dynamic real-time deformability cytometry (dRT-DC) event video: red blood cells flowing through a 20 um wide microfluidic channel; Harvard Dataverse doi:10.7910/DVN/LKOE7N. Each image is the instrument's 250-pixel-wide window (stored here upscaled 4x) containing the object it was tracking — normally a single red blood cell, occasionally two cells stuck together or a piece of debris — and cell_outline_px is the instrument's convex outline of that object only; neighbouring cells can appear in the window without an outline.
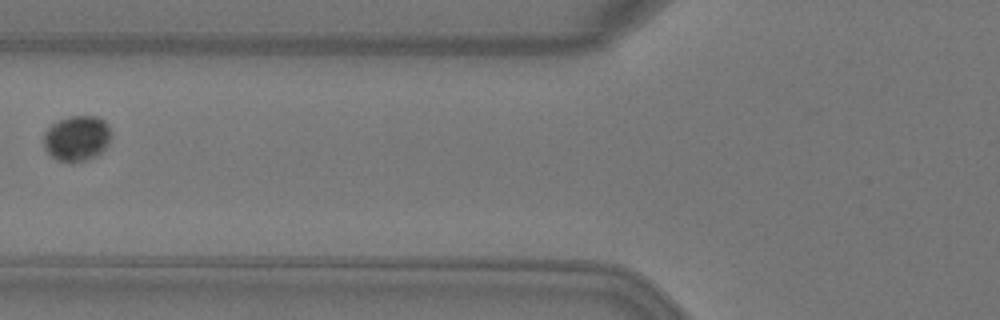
{"species": "Egyptian fruit bat (a non-hibernating species)", "species_latin": "Rousettus aegyptiacus", "temperature_condition": "warm", "stored_images_in_passage": 3, "camera_frame_rate_fps": 3000, "um_per_image_px": 0.085, "animal": {"sex": "female"}, "frame": {"image": 1, "passage_image": 2, "time_ms": 0.333, "image_size_px": [1000, 320], "cell_outline_px": [[108, 144], [96, 156], [88, 160], [72, 164], [68, 164], [56, 160], [44, 148], [44, 132], [52, 124], [68, 116], [96, 116], [104, 120], [108, 124]], "centroid_in_image_um": [6.49, 11.79], "position_along_channel_um": 119.3, "area_um2": 17.92}}